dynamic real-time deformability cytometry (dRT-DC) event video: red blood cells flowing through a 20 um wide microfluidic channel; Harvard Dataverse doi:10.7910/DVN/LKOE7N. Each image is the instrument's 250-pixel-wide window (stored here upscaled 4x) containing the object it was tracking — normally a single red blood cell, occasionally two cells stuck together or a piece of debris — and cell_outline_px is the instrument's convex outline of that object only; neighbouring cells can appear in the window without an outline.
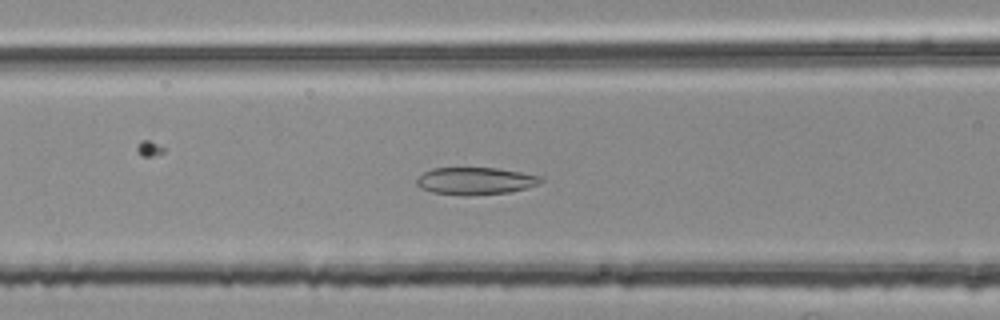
{"species": "common noctule bat (a hibernating species)", "species_latin": "Nyctalus noctula", "temperature_condition": "room temperature", "stored_images_in_passage": 40, "camera_frame_rate_fps": 3000, "um_per_image_px": 0.085, "animal": {"sex": "female", "body_mass_g": 25.1}, "frame": {"image": 1, "passage_image": 8, "time_ms": 2.333, "image_size_px": [1000, 320], "cell_outline_px": [[544, 180], [528, 188], [508, 192], [468, 196], [464, 196], [432, 192], [420, 188], [416, 184], [416, 180], [424, 172], [432, 168], [496, 168], [520, 172], [540, 176]], "centroid_in_image_um": [40.38, 15.39], "position_along_channel_um": 126.2, "area_um2": 19.71}}
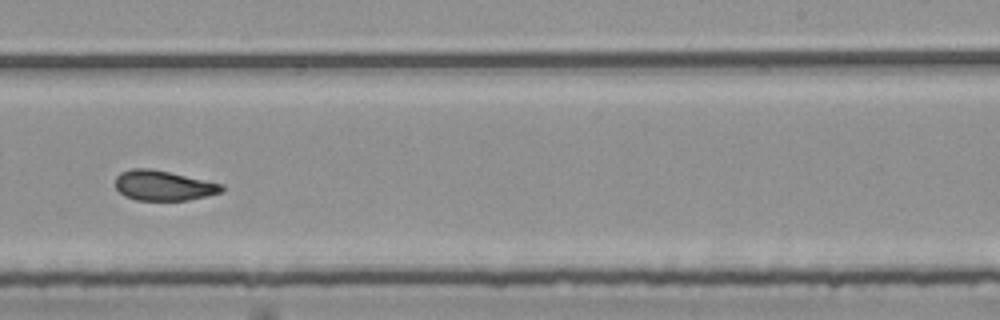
{"frame": {"image": 2, "passage_image": 20, "time_ms": 6.333, "image_size_px": [1000, 320], "cell_outline_px": [[224, 192], [208, 196], [188, 200], [136, 200], [124, 196], [116, 188], [116, 176], [120, 172], [132, 168], [152, 168], [224, 184]], "centroid_in_image_um": [13.91, 15.77], "position_along_channel_um": 275.1, "area_um2": 18.84}}
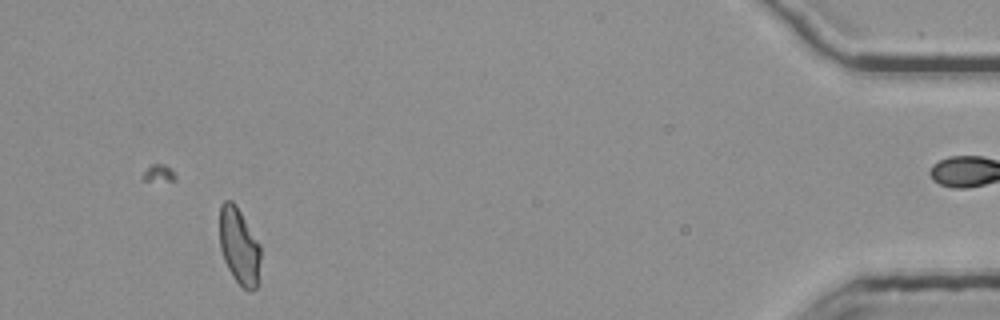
{"frame": {"image": 3, "passage_image": 37, "time_ms": 12.0, "image_size_px": [1000, 320], "cell_outline_px": [[260, 284], [252, 292], [248, 292], [232, 276], [224, 260], [220, 248], [220, 204], [224, 200], [232, 200], [236, 204], [260, 244]], "centroid_in_image_um": [20.35, 20.96], "position_along_channel_um": 414.8, "area_um2": 18.67}, "authors_computed_cell_mechanics": {"area_um2": 19.2763, "velocity_mm_per_s": 3.7293, "shape_relaxation_time_tau1_ms": null, "shape_relaxation_time_tau2_ms": 2.5049, "deformation_change_tau1": null, "deformation_change_tau2": 0.0815}}